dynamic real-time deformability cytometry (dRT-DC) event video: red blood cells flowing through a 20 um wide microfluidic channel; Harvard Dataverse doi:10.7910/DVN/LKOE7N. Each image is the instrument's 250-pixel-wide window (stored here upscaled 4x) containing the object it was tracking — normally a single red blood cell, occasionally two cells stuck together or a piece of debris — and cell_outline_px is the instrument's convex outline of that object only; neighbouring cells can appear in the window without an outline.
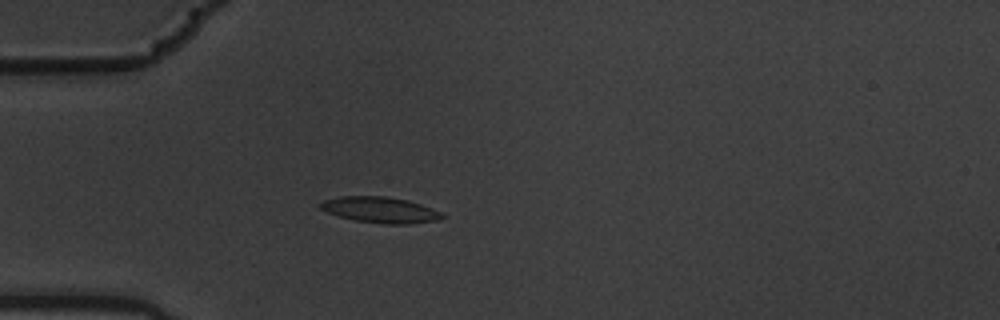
{"species": "common noctule bat (a hibernating species)", "species_latin": "Nyctalus noctula", "temperature_condition": "warm", "stored_images_in_passage": 5, "camera_frame_rate_fps": 3000, "um_per_image_px": 0.085, "animal": {"sex": "male", "body_mass_g": 19.5, "forearm_length_mm": 54.6}, "frame": {"image": 1, "passage_image": 4, "time_ms": 1.0, "image_size_px": [1000, 320], "cell_outline_px": [[444, 216], [436, 220], [408, 224], [384, 224], [356, 220], [340, 216], [328, 212], [320, 208], [316, 204], [324, 200], [340, 196], [384, 196], [408, 200], [432, 208], [440, 212]], "centroid_in_image_um": [32.28, 17.83], "position_along_channel_um": 52.7, "area_um2": 18.21}}